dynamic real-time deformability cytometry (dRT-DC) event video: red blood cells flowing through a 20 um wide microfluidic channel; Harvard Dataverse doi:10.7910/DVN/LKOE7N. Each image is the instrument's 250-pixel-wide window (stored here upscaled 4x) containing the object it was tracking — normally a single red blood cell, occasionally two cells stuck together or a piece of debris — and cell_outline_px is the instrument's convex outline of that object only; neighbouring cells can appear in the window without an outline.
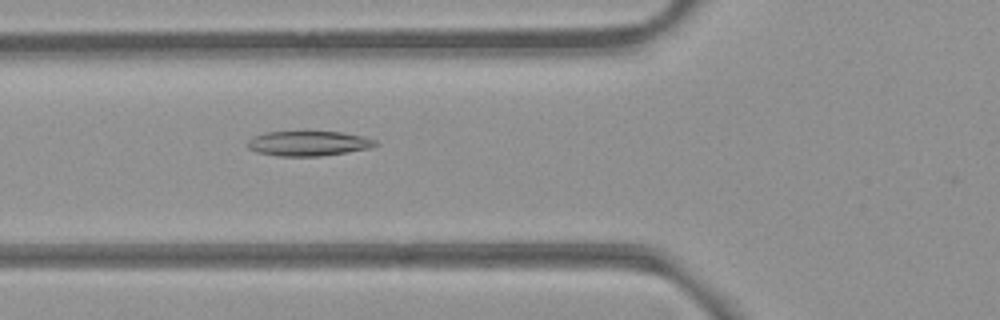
{"species": "common noctule bat (a hibernating species)", "species_latin": "Nyctalus noctula", "temperature_condition": "room temperature", "stored_images_in_passage": 46, "camera_frame_rate_fps": 3000, "um_per_image_px": 0.085, "animal": {"sex": "female", "body_mass_g": 21.9}, "frame": {"image": 1, "passage_image": 12, "time_ms": 3.667, "image_size_px": [1000, 320], "cell_outline_px": [[380, 144], [368, 148], [348, 152], [320, 156], [280, 156], [256, 152], [248, 148], [248, 140], [252, 136], [264, 132], [340, 132], [364, 136], [376, 140]], "centroid_in_image_um": [26.21, 12.19], "position_along_channel_um": 99.6, "area_um2": 18.55}}
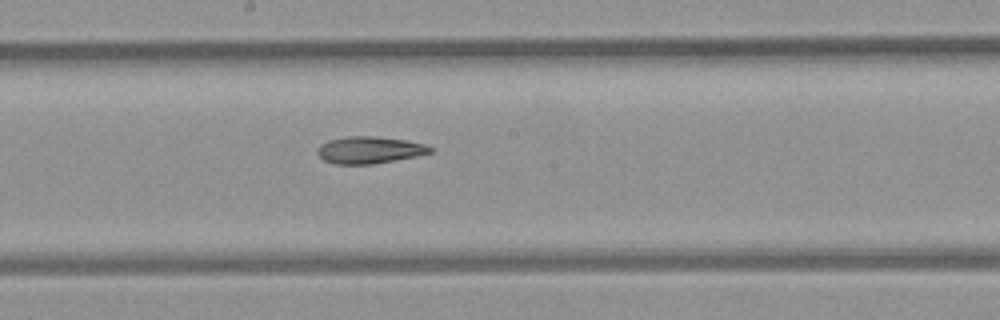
{"frame": {"image": 2, "passage_image": 21, "time_ms": 6.667, "image_size_px": [1000, 320], "cell_outline_px": [[432, 152], [416, 156], [372, 164], [336, 164], [324, 160], [316, 152], [316, 148], [320, 144], [328, 140], [348, 136], [372, 136], [408, 140], [424, 144], [432, 148]], "centroid_in_image_um": [31.37, 12.74], "position_along_channel_um": 216.8, "area_um2": 17.69}}
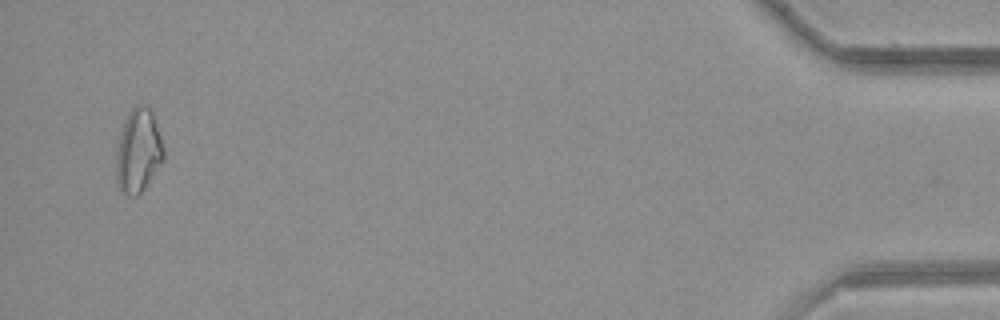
{"frame": {"image": 3, "passage_image": 44, "time_ms": 14.333, "image_size_px": [1000, 320], "cell_outline_px": [[164, 160], [144, 188], [136, 196], [128, 196], [120, 192], [116, 180], [116, 152], [124, 124], [128, 112], [136, 104], [148, 104], [152, 112], [164, 148]], "centroid_in_image_um": [11.75, 12.83], "position_along_channel_um": 423.4, "area_um2": 23.12}}